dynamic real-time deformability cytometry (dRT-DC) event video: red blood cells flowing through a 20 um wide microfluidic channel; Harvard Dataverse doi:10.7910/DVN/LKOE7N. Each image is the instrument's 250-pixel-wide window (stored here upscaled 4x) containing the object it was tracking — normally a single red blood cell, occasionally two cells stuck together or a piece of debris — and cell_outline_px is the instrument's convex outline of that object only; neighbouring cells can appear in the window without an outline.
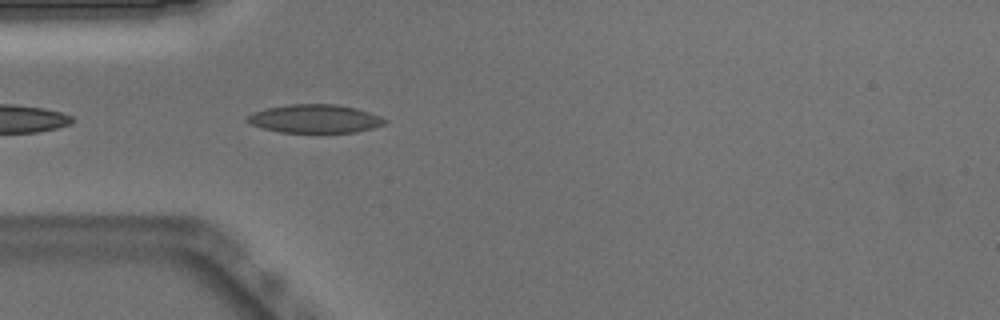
{"species": "Egyptian fruit bat (a non-hibernating species)", "species_latin": "Rousettus aegyptiacus", "temperature_condition": "warm", "stored_images_in_passage": 6, "camera_frame_rate_fps": 3000, "um_per_image_px": 0.085, "animal": {"sex": "male"}, "frame": {"image": 1, "passage_image": 1, "time_ms": 0.0, "image_size_px": [1000, 320], "cell_outline_px": [[388, 120], [384, 124], [372, 128], [356, 132], [280, 132], [260, 128], [244, 120], [252, 112], [268, 108], [288, 104], [336, 104], [356, 108], [380, 116]], "centroid_in_image_um": [26.74, 10.09], "position_along_channel_um": 58.3, "area_um2": 22.72}}